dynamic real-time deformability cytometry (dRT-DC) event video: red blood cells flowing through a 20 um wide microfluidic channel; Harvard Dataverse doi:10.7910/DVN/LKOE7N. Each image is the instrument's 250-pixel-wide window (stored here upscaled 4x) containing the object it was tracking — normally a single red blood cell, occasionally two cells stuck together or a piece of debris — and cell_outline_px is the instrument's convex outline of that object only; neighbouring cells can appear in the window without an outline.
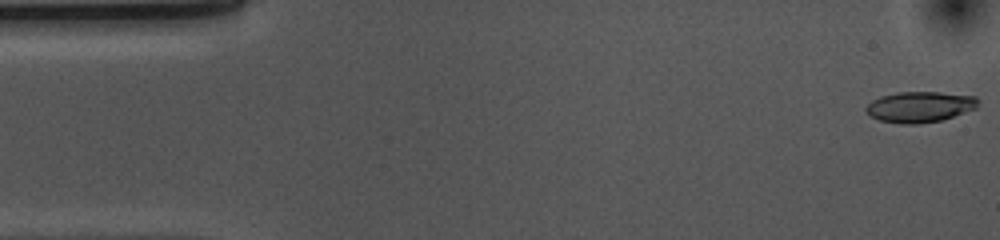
{"species": "common noctule bat (a hibernating species)", "species_latin": "Nyctalus noctula", "temperature_condition": "cold", "stored_images_in_passage": 53, "camera_frame_rate_fps": 3000, "um_per_image_px": 0.085, "animal": {"sex": "female", "body_mass_g": 10.0, "forearm_length_mm": 53.1}, "frame": {"image": 1, "passage_image": 1, "time_ms": 0.0, "image_size_px": [1000, 240], "cell_outline_px": [[980, 100], [976, 108], [940, 120], [916, 124], [904, 124], [880, 120], [872, 116], [864, 108], [872, 100], [880, 96], [900, 92], [940, 92], [976, 96]], "centroid_in_image_um": [78.2, 9.07], "position_along_channel_um": 6.8, "area_um2": 19.88}}
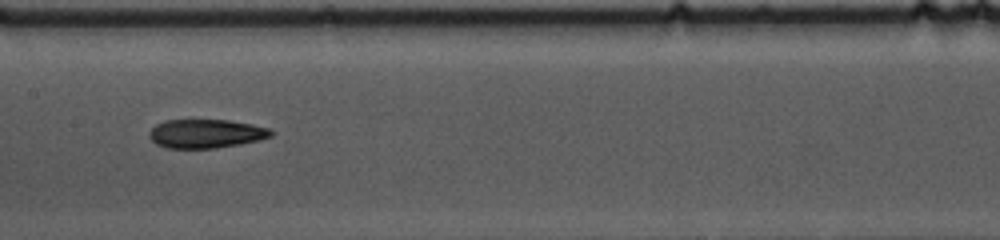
{"frame": {"image": 2, "passage_image": 25, "time_ms": 8.0, "image_size_px": [1000, 240], "cell_outline_px": [[276, 132], [272, 136], [260, 140], [216, 148], [164, 148], [156, 144], [148, 136], [148, 132], [156, 124], [164, 120], [228, 120], [252, 124], [272, 128]], "centroid_in_image_um": [17.53, 11.35], "position_along_channel_um": 189.9, "area_um2": 20.69}}
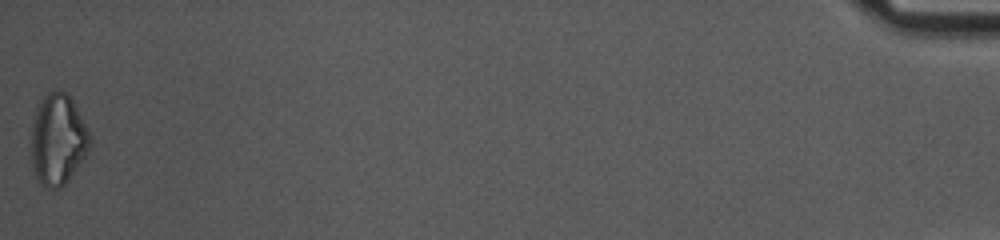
{"frame": {"image": 3, "passage_image": 53, "time_ms": 17.333, "image_size_px": [1000, 240], "cell_outline_px": [[92, 144], [68, 180], [60, 188], [44, 188], [40, 184], [36, 176], [32, 164], [32, 124], [40, 100], [52, 88], [68, 92], [92, 136]], "centroid_in_image_um": [4.93, 11.83], "position_along_channel_um": 430.3, "area_um2": 31.15}, "authors_computed_cell_mechanics": {"area_um2": 20.8658, "velocity_mm_per_s": 3.6885, "shape_relaxation_time_tau1_ms": 3.7749, "shape_relaxation_time_tau2_ms": 4.0637, "deformation_change_tau1": 0.1436, "deformation_change_tau2": 0.1356}}